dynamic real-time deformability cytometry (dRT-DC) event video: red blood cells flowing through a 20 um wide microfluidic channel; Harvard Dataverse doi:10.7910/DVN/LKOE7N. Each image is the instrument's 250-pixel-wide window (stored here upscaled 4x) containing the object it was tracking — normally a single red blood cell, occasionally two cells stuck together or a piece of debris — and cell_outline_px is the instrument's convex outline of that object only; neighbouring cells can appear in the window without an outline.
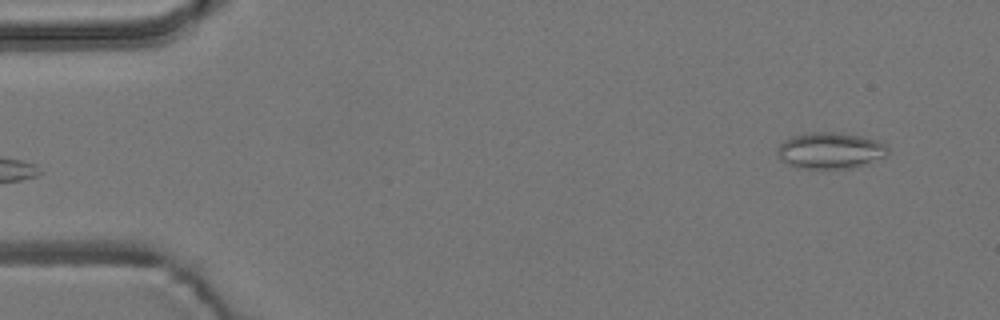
{"species": "common noctule bat (a hibernating species)", "species_latin": "Nyctalus noctula", "temperature_condition": "room temperature", "stored_images_in_passage": 4, "segment_of_instrument_passage": [2, 2], "camera_frame_rate_fps": 3000, "um_per_image_px": 0.085, "animal": {"sex": "male", "body_mass_g": 19.2, "forearm_length_mm": 51.8}, "frame": {"image": 1, "passage_image": 4, "time_ms": 3.667, "image_size_px": [1000, 320], "cell_outline_px": [[888, 152], [884, 156], [864, 164], [848, 168], [796, 168], [788, 164], [776, 152], [776, 148], [788, 136], [812, 132], [840, 132], [860, 136], [876, 140], [884, 144], [888, 148]], "centroid_in_image_um": [70.52, 12.78], "position_along_channel_um": 14.5, "area_um2": 23.18}}